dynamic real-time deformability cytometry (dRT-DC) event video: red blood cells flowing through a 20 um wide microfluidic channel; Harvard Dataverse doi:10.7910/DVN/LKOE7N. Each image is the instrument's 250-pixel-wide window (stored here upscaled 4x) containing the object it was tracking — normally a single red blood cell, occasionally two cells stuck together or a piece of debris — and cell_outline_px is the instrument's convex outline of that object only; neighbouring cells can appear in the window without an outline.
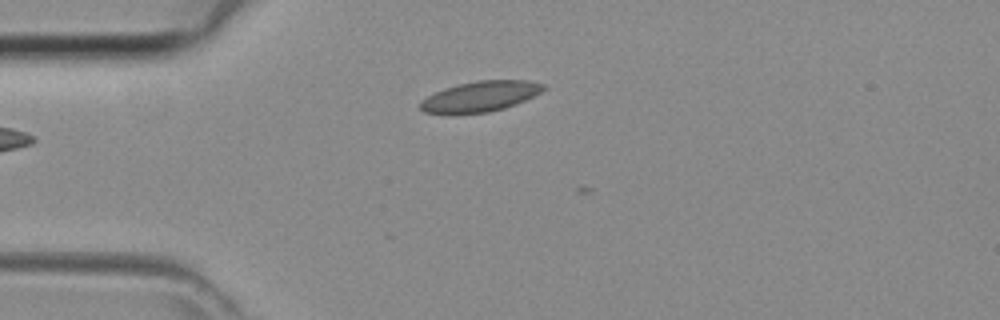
{"species": "common noctule bat (a hibernating species)", "species_latin": "Nyctalus noctula", "temperature_condition": "room temperature", "stored_images_in_passage": 5, "camera_frame_rate_fps": 3000, "um_per_image_px": 0.085, "animal": {"sex": "female", "body_mass_g": 29.2, "forearm_length_mm": 56.3}, "frame": {"image": 1, "passage_image": 3, "time_ms": 0.667, "image_size_px": [1000, 320], "cell_outline_px": [[548, 88], [516, 104], [504, 108], [488, 112], [424, 112], [420, 108], [420, 104], [428, 96], [444, 88], [476, 80], [528, 80], [544, 84]], "centroid_in_image_um": [40.9, 8.16], "position_along_channel_um": 44.1, "area_um2": 21.21}}